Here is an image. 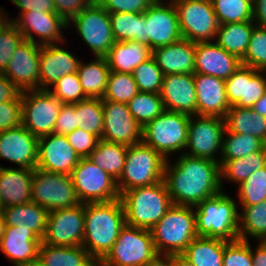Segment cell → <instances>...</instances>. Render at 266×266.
<instances>
[{"label": "cell", "mask_w": 266, "mask_h": 266, "mask_svg": "<svg viewBox=\"0 0 266 266\" xmlns=\"http://www.w3.org/2000/svg\"><path fill=\"white\" fill-rule=\"evenodd\" d=\"M164 181L173 205L196 207L222 191L219 162L185 153L175 163L166 160Z\"/></svg>", "instance_id": "cell-1"}, {"label": "cell", "mask_w": 266, "mask_h": 266, "mask_svg": "<svg viewBox=\"0 0 266 266\" xmlns=\"http://www.w3.org/2000/svg\"><path fill=\"white\" fill-rule=\"evenodd\" d=\"M84 239L82 247L99 263L112 249L126 225L121 199L84 204Z\"/></svg>", "instance_id": "cell-2"}, {"label": "cell", "mask_w": 266, "mask_h": 266, "mask_svg": "<svg viewBox=\"0 0 266 266\" xmlns=\"http://www.w3.org/2000/svg\"><path fill=\"white\" fill-rule=\"evenodd\" d=\"M236 202L225 191L200 202L194 207L198 237L225 241L239 239V216Z\"/></svg>", "instance_id": "cell-3"}, {"label": "cell", "mask_w": 266, "mask_h": 266, "mask_svg": "<svg viewBox=\"0 0 266 266\" xmlns=\"http://www.w3.org/2000/svg\"><path fill=\"white\" fill-rule=\"evenodd\" d=\"M126 224L150 230L173 206L165 181L136 187L120 195Z\"/></svg>", "instance_id": "cell-4"}, {"label": "cell", "mask_w": 266, "mask_h": 266, "mask_svg": "<svg viewBox=\"0 0 266 266\" xmlns=\"http://www.w3.org/2000/svg\"><path fill=\"white\" fill-rule=\"evenodd\" d=\"M194 207L173 205L151 229L158 254H182L197 238Z\"/></svg>", "instance_id": "cell-5"}, {"label": "cell", "mask_w": 266, "mask_h": 266, "mask_svg": "<svg viewBox=\"0 0 266 266\" xmlns=\"http://www.w3.org/2000/svg\"><path fill=\"white\" fill-rule=\"evenodd\" d=\"M166 160L143 141L127 147L125 165L116 181L120 195L127 190L164 180Z\"/></svg>", "instance_id": "cell-6"}, {"label": "cell", "mask_w": 266, "mask_h": 266, "mask_svg": "<svg viewBox=\"0 0 266 266\" xmlns=\"http://www.w3.org/2000/svg\"><path fill=\"white\" fill-rule=\"evenodd\" d=\"M190 115L164 110L142 128V141L165 160L186 148ZM174 152V153H173Z\"/></svg>", "instance_id": "cell-7"}, {"label": "cell", "mask_w": 266, "mask_h": 266, "mask_svg": "<svg viewBox=\"0 0 266 266\" xmlns=\"http://www.w3.org/2000/svg\"><path fill=\"white\" fill-rule=\"evenodd\" d=\"M157 255L150 230L126 224L98 266H146Z\"/></svg>", "instance_id": "cell-8"}, {"label": "cell", "mask_w": 266, "mask_h": 266, "mask_svg": "<svg viewBox=\"0 0 266 266\" xmlns=\"http://www.w3.org/2000/svg\"><path fill=\"white\" fill-rule=\"evenodd\" d=\"M31 201L48 211L71 208L80 204L71 175L34 169Z\"/></svg>", "instance_id": "cell-9"}, {"label": "cell", "mask_w": 266, "mask_h": 266, "mask_svg": "<svg viewBox=\"0 0 266 266\" xmlns=\"http://www.w3.org/2000/svg\"><path fill=\"white\" fill-rule=\"evenodd\" d=\"M183 39L191 42L214 41L219 23L211 0L173 1Z\"/></svg>", "instance_id": "cell-10"}, {"label": "cell", "mask_w": 266, "mask_h": 266, "mask_svg": "<svg viewBox=\"0 0 266 266\" xmlns=\"http://www.w3.org/2000/svg\"><path fill=\"white\" fill-rule=\"evenodd\" d=\"M71 178L81 203L109 202L120 199L117 182L88 157L80 158Z\"/></svg>", "instance_id": "cell-11"}, {"label": "cell", "mask_w": 266, "mask_h": 266, "mask_svg": "<svg viewBox=\"0 0 266 266\" xmlns=\"http://www.w3.org/2000/svg\"><path fill=\"white\" fill-rule=\"evenodd\" d=\"M22 125L34 136L54 133V126L62 103L49 91L41 89L21 91Z\"/></svg>", "instance_id": "cell-12"}, {"label": "cell", "mask_w": 266, "mask_h": 266, "mask_svg": "<svg viewBox=\"0 0 266 266\" xmlns=\"http://www.w3.org/2000/svg\"><path fill=\"white\" fill-rule=\"evenodd\" d=\"M71 22L95 57L105 58L115 42L109 12L94 0L68 23V27Z\"/></svg>", "instance_id": "cell-13"}, {"label": "cell", "mask_w": 266, "mask_h": 266, "mask_svg": "<svg viewBox=\"0 0 266 266\" xmlns=\"http://www.w3.org/2000/svg\"><path fill=\"white\" fill-rule=\"evenodd\" d=\"M224 118L218 116H190L186 155L207 158L219 162L217 153H222ZM190 149L188 152H186ZM217 156V157H216ZM216 157V158H215Z\"/></svg>", "instance_id": "cell-14"}, {"label": "cell", "mask_w": 266, "mask_h": 266, "mask_svg": "<svg viewBox=\"0 0 266 266\" xmlns=\"http://www.w3.org/2000/svg\"><path fill=\"white\" fill-rule=\"evenodd\" d=\"M84 204L49 211L42 242L51 246H82L84 239Z\"/></svg>", "instance_id": "cell-15"}, {"label": "cell", "mask_w": 266, "mask_h": 266, "mask_svg": "<svg viewBox=\"0 0 266 266\" xmlns=\"http://www.w3.org/2000/svg\"><path fill=\"white\" fill-rule=\"evenodd\" d=\"M145 44L154 49L182 39L178 13L172 1L155 0L144 12Z\"/></svg>", "instance_id": "cell-16"}, {"label": "cell", "mask_w": 266, "mask_h": 266, "mask_svg": "<svg viewBox=\"0 0 266 266\" xmlns=\"http://www.w3.org/2000/svg\"><path fill=\"white\" fill-rule=\"evenodd\" d=\"M103 133L101 139L130 146L142 141V127L133 118L127 103L102 100Z\"/></svg>", "instance_id": "cell-17"}, {"label": "cell", "mask_w": 266, "mask_h": 266, "mask_svg": "<svg viewBox=\"0 0 266 266\" xmlns=\"http://www.w3.org/2000/svg\"><path fill=\"white\" fill-rule=\"evenodd\" d=\"M41 45L24 39L2 72L20 91L40 89Z\"/></svg>", "instance_id": "cell-18"}, {"label": "cell", "mask_w": 266, "mask_h": 266, "mask_svg": "<svg viewBox=\"0 0 266 266\" xmlns=\"http://www.w3.org/2000/svg\"><path fill=\"white\" fill-rule=\"evenodd\" d=\"M11 21L22 33L24 39L35 44L42 46L65 42L61 30L67 28L68 24L56 13L29 11L19 13V17ZM36 35L40 38L39 41L34 39Z\"/></svg>", "instance_id": "cell-19"}, {"label": "cell", "mask_w": 266, "mask_h": 266, "mask_svg": "<svg viewBox=\"0 0 266 266\" xmlns=\"http://www.w3.org/2000/svg\"><path fill=\"white\" fill-rule=\"evenodd\" d=\"M79 160L65 135L53 133L38 138L37 168L71 175Z\"/></svg>", "instance_id": "cell-20"}, {"label": "cell", "mask_w": 266, "mask_h": 266, "mask_svg": "<svg viewBox=\"0 0 266 266\" xmlns=\"http://www.w3.org/2000/svg\"><path fill=\"white\" fill-rule=\"evenodd\" d=\"M37 152L38 137L23 125L0 132V159L34 170L37 166Z\"/></svg>", "instance_id": "cell-21"}, {"label": "cell", "mask_w": 266, "mask_h": 266, "mask_svg": "<svg viewBox=\"0 0 266 266\" xmlns=\"http://www.w3.org/2000/svg\"><path fill=\"white\" fill-rule=\"evenodd\" d=\"M164 110L197 115V96L193 74H167L160 90Z\"/></svg>", "instance_id": "cell-22"}, {"label": "cell", "mask_w": 266, "mask_h": 266, "mask_svg": "<svg viewBox=\"0 0 266 266\" xmlns=\"http://www.w3.org/2000/svg\"><path fill=\"white\" fill-rule=\"evenodd\" d=\"M240 66L241 60L220 47L216 42H196L195 73L226 80Z\"/></svg>", "instance_id": "cell-23"}, {"label": "cell", "mask_w": 266, "mask_h": 266, "mask_svg": "<svg viewBox=\"0 0 266 266\" xmlns=\"http://www.w3.org/2000/svg\"><path fill=\"white\" fill-rule=\"evenodd\" d=\"M80 60L74 54L56 44L42 45L40 49V89L49 90V86L65 75L78 70Z\"/></svg>", "instance_id": "cell-24"}, {"label": "cell", "mask_w": 266, "mask_h": 266, "mask_svg": "<svg viewBox=\"0 0 266 266\" xmlns=\"http://www.w3.org/2000/svg\"><path fill=\"white\" fill-rule=\"evenodd\" d=\"M197 96V115L224 118L230 105L225 90V80L200 73H194Z\"/></svg>", "instance_id": "cell-25"}, {"label": "cell", "mask_w": 266, "mask_h": 266, "mask_svg": "<svg viewBox=\"0 0 266 266\" xmlns=\"http://www.w3.org/2000/svg\"><path fill=\"white\" fill-rule=\"evenodd\" d=\"M41 242L31 230L6 226L0 249L14 266H25L38 259Z\"/></svg>", "instance_id": "cell-26"}, {"label": "cell", "mask_w": 266, "mask_h": 266, "mask_svg": "<svg viewBox=\"0 0 266 266\" xmlns=\"http://www.w3.org/2000/svg\"><path fill=\"white\" fill-rule=\"evenodd\" d=\"M195 50V42L182 38L173 44L154 49L152 56L162 70L163 75L194 74Z\"/></svg>", "instance_id": "cell-27"}, {"label": "cell", "mask_w": 266, "mask_h": 266, "mask_svg": "<svg viewBox=\"0 0 266 266\" xmlns=\"http://www.w3.org/2000/svg\"><path fill=\"white\" fill-rule=\"evenodd\" d=\"M33 169L0 166V209L31 202Z\"/></svg>", "instance_id": "cell-28"}, {"label": "cell", "mask_w": 266, "mask_h": 266, "mask_svg": "<svg viewBox=\"0 0 266 266\" xmlns=\"http://www.w3.org/2000/svg\"><path fill=\"white\" fill-rule=\"evenodd\" d=\"M6 226L31 230L41 241L47 228L49 211L34 202L1 208Z\"/></svg>", "instance_id": "cell-29"}, {"label": "cell", "mask_w": 266, "mask_h": 266, "mask_svg": "<svg viewBox=\"0 0 266 266\" xmlns=\"http://www.w3.org/2000/svg\"><path fill=\"white\" fill-rule=\"evenodd\" d=\"M152 56V50L137 41L114 42L105 57L111 71L132 74L133 70Z\"/></svg>", "instance_id": "cell-30"}, {"label": "cell", "mask_w": 266, "mask_h": 266, "mask_svg": "<svg viewBox=\"0 0 266 266\" xmlns=\"http://www.w3.org/2000/svg\"><path fill=\"white\" fill-rule=\"evenodd\" d=\"M38 259L46 266H98V262L82 246H39Z\"/></svg>", "instance_id": "cell-31"}, {"label": "cell", "mask_w": 266, "mask_h": 266, "mask_svg": "<svg viewBox=\"0 0 266 266\" xmlns=\"http://www.w3.org/2000/svg\"><path fill=\"white\" fill-rule=\"evenodd\" d=\"M224 121L227 131L253 135L266 144V117L252 108L231 106L226 112Z\"/></svg>", "instance_id": "cell-32"}, {"label": "cell", "mask_w": 266, "mask_h": 266, "mask_svg": "<svg viewBox=\"0 0 266 266\" xmlns=\"http://www.w3.org/2000/svg\"><path fill=\"white\" fill-rule=\"evenodd\" d=\"M256 24L253 21L233 22L219 25L214 42L238 59L247 52L251 33Z\"/></svg>", "instance_id": "cell-33"}, {"label": "cell", "mask_w": 266, "mask_h": 266, "mask_svg": "<svg viewBox=\"0 0 266 266\" xmlns=\"http://www.w3.org/2000/svg\"><path fill=\"white\" fill-rule=\"evenodd\" d=\"M95 59L87 64L81 61L77 74L86 97L102 99L111 70L106 58L96 57Z\"/></svg>", "instance_id": "cell-34"}, {"label": "cell", "mask_w": 266, "mask_h": 266, "mask_svg": "<svg viewBox=\"0 0 266 266\" xmlns=\"http://www.w3.org/2000/svg\"><path fill=\"white\" fill-rule=\"evenodd\" d=\"M225 240L197 237L182 255L194 266H223Z\"/></svg>", "instance_id": "cell-35"}, {"label": "cell", "mask_w": 266, "mask_h": 266, "mask_svg": "<svg viewBox=\"0 0 266 266\" xmlns=\"http://www.w3.org/2000/svg\"><path fill=\"white\" fill-rule=\"evenodd\" d=\"M220 164V184L223 191V181L239 185L245 181L254 171L266 167V146L257 152L247 155L244 158L219 161Z\"/></svg>", "instance_id": "cell-36"}, {"label": "cell", "mask_w": 266, "mask_h": 266, "mask_svg": "<svg viewBox=\"0 0 266 266\" xmlns=\"http://www.w3.org/2000/svg\"><path fill=\"white\" fill-rule=\"evenodd\" d=\"M127 147L100 139L88 158L117 181L125 165Z\"/></svg>", "instance_id": "cell-37"}, {"label": "cell", "mask_w": 266, "mask_h": 266, "mask_svg": "<svg viewBox=\"0 0 266 266\" xmlns=\"http://www.w3.org/2000/svg\"><path fill=\"white\" fill-rule=\"evenodd\" d=\"M115 42L137 41L145 44L144 13H109Z\"/></svg>", "instance_id": "cell-38"}, {"label": "cell", "mask_w": 266, "mask_h": 266, "mask_svg": "<svg viewBox=\"0 0 266 266\" xmlns=\"http://www.w3.org/2000/svg\"><path fill=\"white\" fill-rule=\"evenodd\" d=\"M239 216V239L258 241L266 239V200L252 206H241ZM248 237V238H247Z\"/></svg>", "instance_id": "cell-39"}, {"label": "cell", "mask_w": 266, "mask_h": 266, "mask_svg": "<svg viewBox=\"0 0 266 266\" xmlns=\"http://www.w3.org/2000/svg\"><path fill=\"white\" fill-rule=\"evenodd\" d=\"M266 144L253 135L238 134L225 129L220 161L244 158L262 150Z\"/></svg>", "instance_id": "cell-40"}, {"label": "cell", "mask_w": 266, "mask_h": 266, "mask_svg": "<svg viewBox=\"0 0 266 266\" xmlns=\"http://www.w3.org/2000/svg\"><path fill=\"white\" fill-rule=\"evenodd\" d=\"M75 113L77 128L90 132L101 139L104 124L102 99L87 98L75 103Z\"/></svg>", "instance_id": "cell-41"}, {"label": "cell", "mask_w": 266, "mask_h": 266, "mask_svg": "<svg viewBox=\"0 0 266 266\" xmlns=\"http://www.w3.org/2000/svg\"><path fill=\"white\" fill-rule=\"evenodd\" d=\"M127 106L142 128L164 111L160 94L151 92L139 91L127 103Z\"/></svg>", "instance_id": "cell-42"}, {"label": "cell", "mask_w": 266, "mask_h": 266, "mask_svg": "<svg viewBox=\"0 0 266 266\" xmlns=\"http://www.w3.org/2000/svg\"><path fill=\"white\" fill-rule=\"evenodd\" d=\"M219 25L253 21L252 0H211Z\"/></svg>", "instance_id": "cell-43"}, {"label": "cell", "mask_w": 266, "mask_h": 266, "mask_svg": "<svg viewBox=\"0 0 266 266\" xmlns=\"http://www.w3.org/2000/svg\"><path fill=\"white\" fill-rule=\"evenodd\" d=\"M138 92L132 74L111 71L102 100L128 103Z\"/></svg>", "instance_id": "cell-44"}, {"label": "cell", "mask_w": 266, "mask_h": 266, "mask_svg": "<svg viewBox=\"0 0 266 266\" xmlns=\"http://www.w3.org/2000/svg\"><path fill=\"white\" fill-rule=\"evenodd\" d=\"M241 206H252L266 200V167L254 171L238 185Z\"/></svg>", "instance_id": "cell-45"}, {"label": "cell", "mask_w": 266, "mask_h": 266, "mask_svg": "<svg viewBox=\"0 0 266 266\" xmlns=\"http://www.w3.org/2000/svg\"><path fill=\"white\" fill-rule=\"evenodd\" d=\"M132 76L140 92L160 93L164 75L153 56L137 66Z\"/></svg>", "instance_id": "cell-46"}, {"label": "cell", "mask_w": 266, "mask_h": 266, "mask_svg": "<svg viewBox=\"0 0 266 266\" xmlns=\"http://www.w3.org/2000/svg\"><path fill=\"white\" fill-rule=\"evenodd\" d=\"M256 71L257 69L241 65L225 80V90L230 107L246 108L247 82Z\"/></svg>", "instance_id": "cell-47"}, {"label": "cell", "mask_w": 266, "mask_h": 266, "mask_svg": "<svg viewBox=\"0 0 266 266\" xmlns=\"http://www.w3.org/2000/svg\"><path fill=\"white\" fill-rule=\"evenodd\" d=\"M241 65L266 71V28L255 26Z\"/></svg>", "instance_id": "cell-48"}, {"label": "cell", "mask_w": 266, "mask_h": 266, "mask_svg": "<svg viewBox=\"0 0 266 266\" xmlns=\"http://www.w3.org/2000/svg\"><path fill=\"white\" fill-rule=\"evenodd\" d=\"M49 91L64 104H75L87 99L79 81L77 72L63 76Z\"/></svg>", "instance_id": "cell-49"}, {"label": "cell", "mask_w": 266, "mask_h": 266, "mask_svg": "<svg viewBox=\"0 0 266 266\" xmlns=\"http://www.w3.org/2000/svg\"><path fill=\"white\" fill-rule=\"evenodd\" d=\"M223 266H253L252 247L249 241H225Z\"/></svg>", "instance_id": "cell-50"}, {"label": "cell", "mask_w": 266, "mask_h": 266, "mask_svg": "<svg viewBox=\"0 0 266 266\" xmlns=\"http://www.w3.org/2000/svg\"><path fill=\"white\" fill-rule=\"evenodd\" d=\"M23 40L22 33L12 21L0 32V72L6 69L14 51Z\"/></svg>", "instance_id": "cell-51"}, {"label": "cell", "mask_w": 266, "mask_h": 266, "mask_svg": "<svg viewBox=\"0 0 266 266\" xmlns=\"http://www.w3.org/2000/svg\"><path fill=\"white\" fill-rule=\"evenodd\" d=\"M65 136L80 158L89 157L100 140L96 135L78 128Z\"/></svg>", "instance_id": "cell-52"}, {"label": "cell", "mask_w": 266, "mask_h": 266, "mask_svg": "<svg viewBox=\"0 0 266 266\" xmlns=\"http://www.w3.org/2000/svg\"><path fill=\"white\" fill-rule=\"evenodd\" d=\"M22 125V98L0 103V132Z\"/></svg>", "instance_id": "cell-53"}, {"label": "cell", "mask_w": 266, "mask_h": 266, "mask_svg": "<svg viewBox=\"0 0 266 266\" xmlns=\"http://www.w3.org/2000/svg\"><path fill=\"white\" fill-rule=\"evenodd\" d=\"M109 13H144L155 0H96Z\"/></svg>", "instance_id": "cell-54"}, {"label": "cell", "mask_w": 266, "mask_h": 266, "mask_svg": "<svg viewBox=\"0 0 266 266\" xmlns=\"http://www.w3.org/2000/svg\"><path fill=\"white\" fill-rule=\"evenodd\" d=\"M94 0H53L55 13L68 24Z\"/></svg>", "instance_id": "cell-55"}, {"label": "cell", "mask_w": 266, "mask_h": 266, "mask_svg": "<svg viewBox=\"0 0 266 266\" xmlns=\"http://www.w3.org/2000/svg\"><path fill=\"white\" fill-rule=\"evenodd\" d=\"M77 129V115L75 104L62 103L54 126V134L66 135Z\"/></svg>", "instance_id": "cell-56"}, {"label": "cell", "mask_w": 266, "mask_h": 266, "mask_svg": "<svg viewBox=\"0 0 266 266\" xmlns=\"http://www.w3.org/2000/svg\"><path fill=\"white\" fill-rule=\"evenodd\" d=\"M265 72L266 71L257 70L248 80L246 90V108H252L266 92V77L263 75Z\"/></svg>", "instance_id": "cell-57"}, {"label": "cell", "mask_w": 266, "mask_h": 266, "mask_svg": "<svg viewBox=\"0 0 266 266\" xmlns=\"http://www.w3.org/2000/svg\"><path fill=\"white\" fill-rule=\"evenodd\" d=\"M19 10L24 12L55 13L53 0H10Z\"/></svg>", "instance_id": "cell-58"}, {"label": "cell", "mask_w": 266, "mask_h": 266, "mask_svg": "<svg viewBox=\"0 0 266 266\" xmlns=\"http://www.w3.org/2000/svg\"><path fill=\"white\" fill-rule=\"evenodd\" d=\"M21 95V91L0 72V103L15 100Z\"/></svg>", "instance_id": "cell-59"}, {"label": "cell", "mask_w": 266, "mask_h": 266, "mask_svg": "<svg viewBox=\"0 0 266 266\" xmlns=\"http://www.w3.org/2000/svg\"><path fill=\"white\" fill-rule=\"evenodd\" d=\"M253 22L260 27L266 28V0H252Z\"/></svg>", "instance_id": "cell-60"}, {"label": "cell", "mask_w": 266, "mask_h": 266, "mask_svg": "<svg viewBox=\"0 0 266 266\" xmlns=\"http://www.w3.org/2000/svg\"><path fill=\"white\" fill-rule=\"evenodd\" d=\"M253 266H266V243L264 241L258 242L256 250L252 249Z\"/></svg>", "instance_id": "cell-61"}, {"label": "cell", "mask_w": 266, "mask_h": 266, "mask_svg": "<svg viewBox=\"0 0 266 266\" xmlns=\"http://www.w3.org/2000/svg\"><path fill=\"white\" fill-rule=\"evenodd\" d=\"M146 266H172V255L158 254Z\"/></svg>", "instance_id": "cell-62"}, {"label": "cell", "mask_w": 266, "mask_h": 266, "mask_svg": "<svg viewBox=\"0 0 266 266\" xmlns=\"http://www.w3.org/2000/svg\"><path fill=\"white\" fill-rule=\"evenodd\" d=\"M252 109L263 117H266V92L264 95L253 105Z\"/></svg>", "instance_id": "cell-63"}, {"label": "cell", "mask_w": 266, "mask_h": 266, "mask_svg": "<svg viewBox=\"0 0 266 266\" xmlns=\"http://www.w3.org/2000/svg\"><path fill=\"white\" fill-rule=\"evenodd\" d=\"M172 266H194L182 254L172 255Z\"/></svg>", "instance_id": "cell-64"}, {"label": "cell", "mask_w": 266, "mask_h": 266, "mask_svg": "<svg viewBox=\"0 0 266 266\" xmlns=\"http://www.w3.org/2000/svg\"><path fill=\"white\" fill-rule=\"evenodd\" d=\"M3 11L4 9L0 7V32L11 22L12 19L9 18V16H7L8 14Z\"/></svg>", "instance_id": "cell-65"}, {"label": "cell", "mask_w": 266, "mask_h": 266, "mask_svg": "<svg viewBox=\"0 0 266 266\" xmlns=\"http://www.w3.org/2000/svg\"><path fill=\"white\" fill-rule=\"evenodd\" d=\"M5 230H6V224H5V220H4L2 211L0 209V241L2 240V238L4 236Z\"/></svg>", "instance_id": "cell-66"}, {"label": "cell", "mask_w": 266, "mask_h": 266, "mask_svg": "<svg viewBox=\"0 0 266 266\" xmlns=\"http://www.w3.org/2000/svg\"><path fill=\"white\" fill-rule=\"evenodd\" d=\"M25 266H46L44 263H42L39 259H36L35 261L31 262L28 265Z\"/></svg>", "instance_id": "cell-67"}]
</instances>
